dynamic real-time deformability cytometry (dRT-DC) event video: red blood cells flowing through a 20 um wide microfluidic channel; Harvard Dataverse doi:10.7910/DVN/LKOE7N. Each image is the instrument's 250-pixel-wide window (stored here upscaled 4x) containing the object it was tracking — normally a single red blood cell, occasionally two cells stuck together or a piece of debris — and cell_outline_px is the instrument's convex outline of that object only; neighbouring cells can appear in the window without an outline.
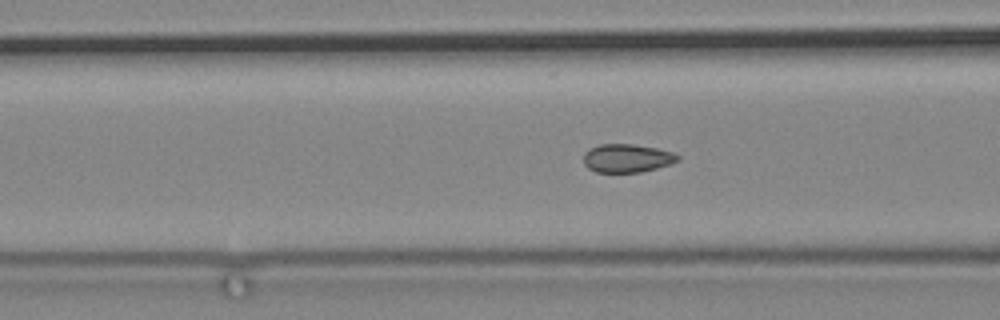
{"species": "common noctule bat (a hibernating species)", "species_latin": "Nyctalus noctula", "temperature_condition": "cold", "stored_images_in_passage": 80, "camera_frame_rate_fps": 3000, "um_per_image_px": 0.085, "animal": {"sex": "male", "body_mass_g": 19.2, "forearm_length_mm": 51.8}, "frame": {"image": 1, "passage_image": 41, "time_ms": 13.333, "image_size_px": [1000, 320], "cell_outline_px": [[680, 160], [672, 164], [640, 172], [596, 172], [588, 168], [584, 164], [584, 152], [588, 148], [600, 144], [632, 144], [656, 148], [672, 152], [680, 156]], "centroid_in_image_um": [53.29, 13.44], "position_along_channel_um": 113.3, "area_um2": 15.66}}
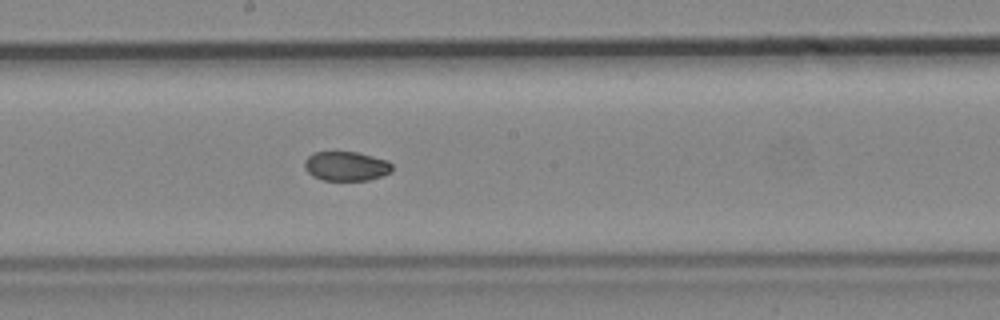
{"frame": {"image": 2, "passage_image": 51, "time_ms": 16.667, "image_size_px": [1000, 320], "cell_outline_px": [[392, 172], [368, 180], [324, 180], [312, 176], [304, 168], [304, 160], [312, 152], [356, 152], [388, 160], [392, 164]], "centroid_in_image_um": [29.41, 14.12], "position_along_channel_um": 218.8, "area_um2": 15.03}}
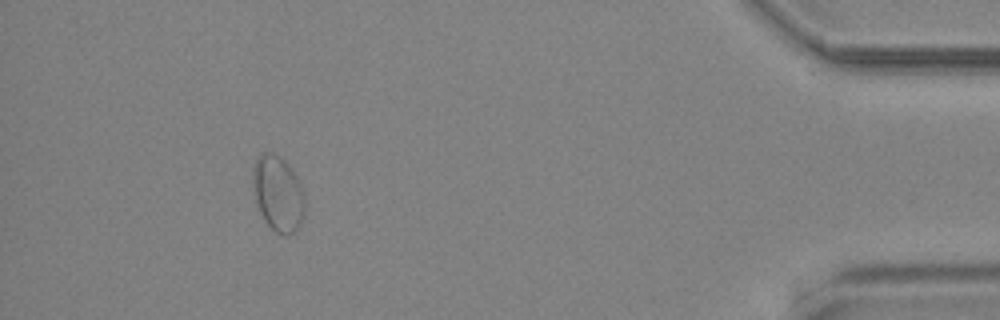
{"frame": {"image": 3, "passage_image": 75, "time_ms": 24.667, "image_size_px": [1000, 320], "cell_outline_px": [[304, 212], [296, 228], [288, 236], [276, 232], [264, 220], [260, 212], [256, 200], [252, 184], [252, 164], [256, 156], [260, 152], [272, 152], [280, 156], [292, 168], [300, 184], [304, 196]], "centroid_in_image_um": [23.58, 16.37], "position_along_channel_um": 411.6, "area_um2": 22.89}}